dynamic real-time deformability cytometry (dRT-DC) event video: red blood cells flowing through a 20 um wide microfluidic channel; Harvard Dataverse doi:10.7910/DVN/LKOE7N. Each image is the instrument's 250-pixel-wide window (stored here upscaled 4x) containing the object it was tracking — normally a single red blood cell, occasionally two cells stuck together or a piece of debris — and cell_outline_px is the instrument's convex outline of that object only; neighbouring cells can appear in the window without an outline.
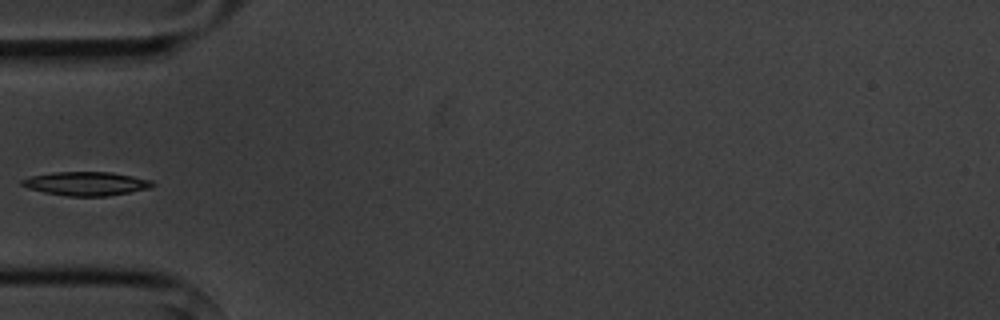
{"species": "common noctule bat (a hibernating species)", "species_latin": "Nyctalus noctula", "temperature_condition": "cold", "stored_images_in_passage": 4, "camera_frame_rate_fps": 3000, "um_per_image_px": 0.085, "animal": {"sex": "male", "body_mass_g": 20.1, "forearm_length_mm": 53.5}, "frame": {"image": 1, "passage_image": 4, "time_ms": 3.333, "image_size_px": [1000, 320], "cell_outline_px": [[156, 184], [152, 188], [104, 196], [68, 196], [44, 192], [28, 188], [20, 184], [20, 180], [32, 176], [56, 172], [112, 172], [152, 180]], "centroid_in_image_um": [7.35, 15.6], "position_along_channel_um": 77.7, "area_um2": 17.98}}